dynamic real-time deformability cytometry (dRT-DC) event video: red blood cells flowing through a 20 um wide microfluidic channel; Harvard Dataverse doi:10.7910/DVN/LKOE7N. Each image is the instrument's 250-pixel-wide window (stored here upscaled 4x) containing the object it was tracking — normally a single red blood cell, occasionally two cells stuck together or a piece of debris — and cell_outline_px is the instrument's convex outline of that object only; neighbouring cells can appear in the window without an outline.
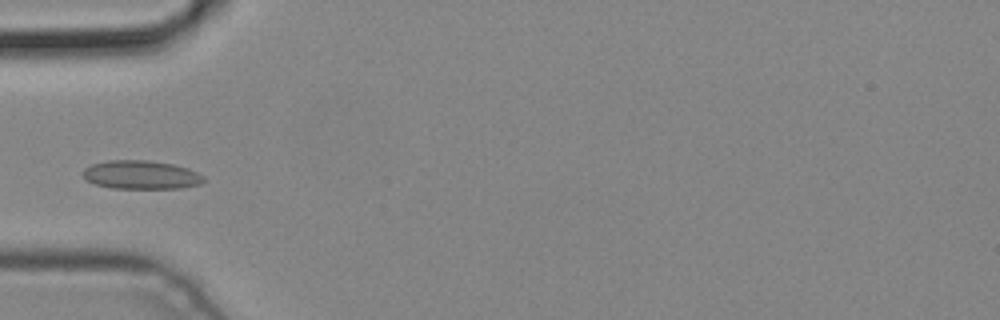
{"species": "common noctule bat (a hibernating species)", "species_latin": "Nyctalus noctula", "temperature_condition": "cold", "stored_images_in_passage": 5, "camera_frame_rate_fps": 3000, "um_per_image_px": 0.085, "animal": {"sex": "male", "body_mass_g": 19.2, "forearm_length_mm": 51.8}, "frame": {"image": 1, "passage_image": 4, "time_ms": 1.0, "image_size_px": [1000, 320], "cell_outline_px": [[208, 180], [200, 184], [180, 188], [112, 188], [96, 184], [84, 180], [80, 172], [84, 168], [92, 164], [108, 160], [148, 160], [172, 164], [188, 168], [204, 176]], "centroid_in_image_um": [11.97, 14.86], "position_along_channel_um": 73.0, "area_um2": 20.35}}
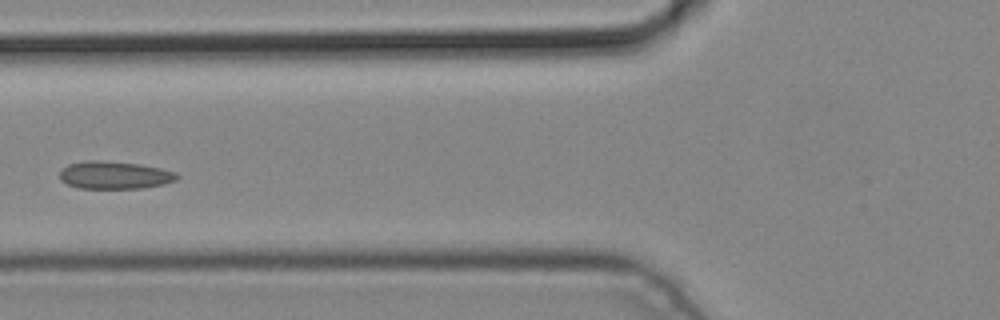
{"frame": {"image": 2, "passage_image": 5, "time_ms": 1.333, "image_size_px": [1000, 320], "cell_outline_px": [[180, 176], [176, 180], [164, 184], [140, 188], [80, 188], [68, 184], [60, 180], [60, 168], [68, 164], [84, 160], [100, 160], [140, 164], [160, 168], [176, 172]], "centroid_in_image_um": [9.72, 14.87], "position_along_channel_um": 116.1, "area_um2": 19.02}}